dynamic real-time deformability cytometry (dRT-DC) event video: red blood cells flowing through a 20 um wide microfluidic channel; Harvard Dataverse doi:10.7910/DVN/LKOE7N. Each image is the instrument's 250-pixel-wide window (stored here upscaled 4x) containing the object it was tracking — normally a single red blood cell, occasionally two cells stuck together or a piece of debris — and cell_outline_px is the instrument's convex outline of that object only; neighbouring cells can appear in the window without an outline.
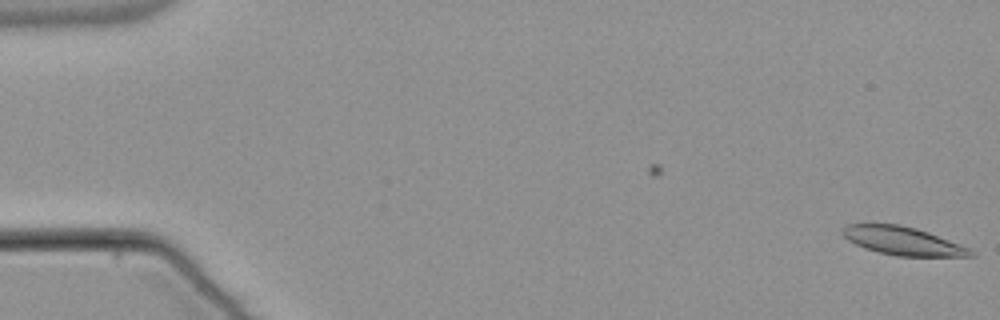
{"species": "common noctule bat (a hibernating species)", "species_latin": "Nyctalus noctula", "temperature_condition": "warm", "stored_images_in_passage": 7, "camera_frame_rate_fps": 3000, "um_per_image_px": 0.085, "animal": {"sex": "male", "body_mass_g": 21.5, "forearm_length_mm": 52.0}, "frame": {"image": 1, "passage_image": 7, "time_ms": 2.0, "image_size_px": [1000, 320], "cell_outline_px": [[976, 256], [896, 256], [864, 248], [848, 240], [840, 232], [848, 224], [900, 224], [916, 228], [928, 232], [968, 248], [976, 252]], "centroid_in_image_um": [76.73, 20.48], "position_along_channel_um": 8.3, "area_um2": 20.87}}